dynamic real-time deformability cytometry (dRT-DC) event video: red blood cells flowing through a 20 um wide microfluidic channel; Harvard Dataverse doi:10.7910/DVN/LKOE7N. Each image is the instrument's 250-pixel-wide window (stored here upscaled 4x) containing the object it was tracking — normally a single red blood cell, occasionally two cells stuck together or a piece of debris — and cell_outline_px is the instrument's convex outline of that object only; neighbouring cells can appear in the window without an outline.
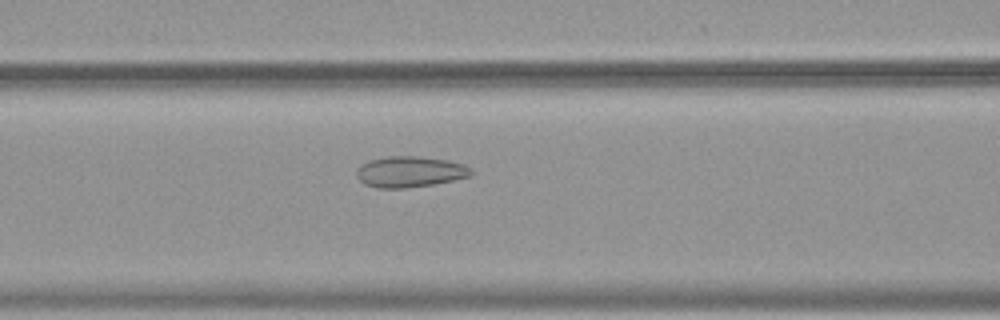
{"species": "common noctule bat (a hibernating species)", "species_latin": "Nyctalus noctula", "temperature_condition": "warm", "stored_images_in_passage": 45, "camera_frame_rate_fps": 3000, "um_per_image_px": 0.085, "animal": {"sex": "female", "body_mass_g": 19.9}, "frame": {"image": 1, "passage_image": 14, "time_ms": 4.333, "image_size_px": [1000, 320], "cell_outline_px": [[472, 176], [432, 184], [408, 188], [376, 188], [364, 184], [356, 176], [356, 168], [368, 160], [388, 156], [416, 156], [448, 160], [464, 164], [472, 168]], "centroid_in_image_um": [34.82, 14.6], "position_along_channel_um": 131.8, "area_um2": 20.81}}
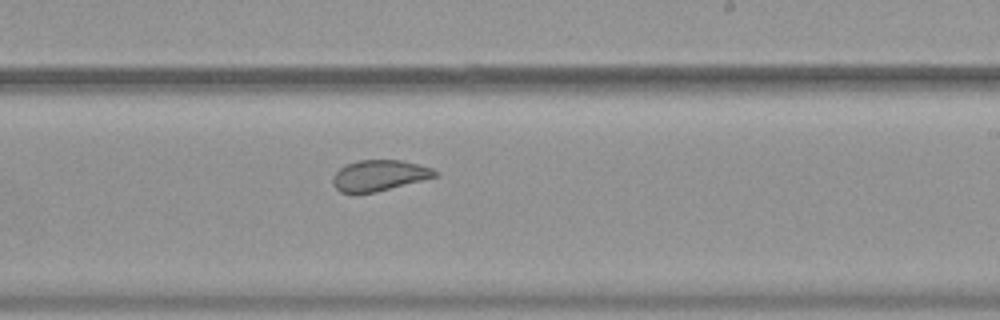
{"frame": {"image": 2, "passage_image": 24, "time_ms": 7.667, "image_size_px": [1000, 320], "cell_outline_px": [[440, 172], [436, 176], [376, 192], [352, 196], [340, 192], [332, 184], [332, 176], [344, 164], [360, 160], [400, 160], [432, 168]], "centroid_in_image_um": [32.15, 14.94], "position_along_channel_um": 256.9, "area_um2": 18.67}}
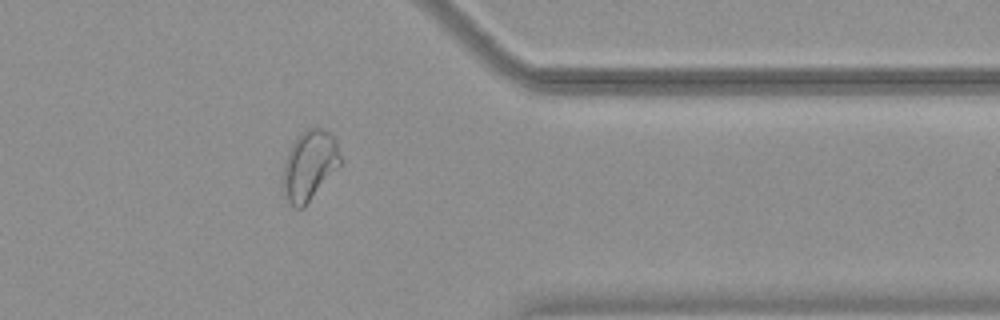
{"frame": {"image": 3, "passage_image": 35, "time_ms": 11.333, "image_size_px": [1000, 320], "cell_outline_px": [[344, 164], [304, 208], [296, 208], [288, 200], [284, 192], [284, 160], [296, 136], [300, 132], [316, 124], [332, 132], [336, 136], [344, 160]], "centroid_in_image_um": [26.42, 13.98], "position_along_channel_um": 385.0, "area_um2": 24.51}, "authors_computed_cell_mechanics": {"area_um2": 22.3686, "velocity_mm_per_s": 3.7635, "shape_relaxation_time_tau1_ms": null, "shape_relaxation_time_tau2_ms": 1.0656, "deformation_change_tau1": null, "deformation_change_tau2": 0.0673}}